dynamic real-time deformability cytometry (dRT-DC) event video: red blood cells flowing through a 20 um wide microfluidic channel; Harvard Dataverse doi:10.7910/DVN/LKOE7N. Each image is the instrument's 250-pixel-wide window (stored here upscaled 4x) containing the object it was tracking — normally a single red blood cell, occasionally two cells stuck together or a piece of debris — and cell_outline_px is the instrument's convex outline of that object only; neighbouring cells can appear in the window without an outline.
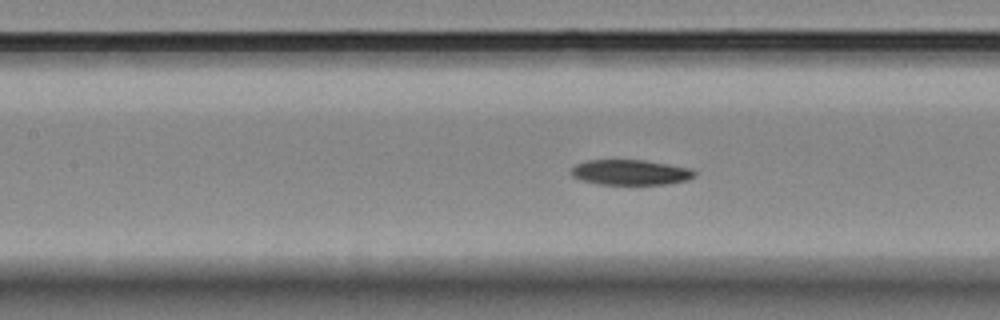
{"species": "Egyptian fruit bat (a non-hibernating species)", "species_latin": "Rousettus aegyptiacus", "temperature_condition": "room temperature", "stored_images_in_passage": 43, "camera_frame_rate_fps": 3000, "um_per_image_px": 0.085, "animal": {"sex": "female"}, "frame": {"image": 1, "passage_image": 11, "time_ms": 3.333, "image_size_px": [1000, 320], "cell_outline_px": [[696, 176], [688, 180], [668, 184], [600, 184], [580, 180], [572, 176], [572, 168], [576, 164], [588, 160], [644, 160], [692, 168], [696, 172]], "centroid_in_image_um": [53.63, 14.65], "position_along_channel_um": 153.8, "area_um2": 18.21}}
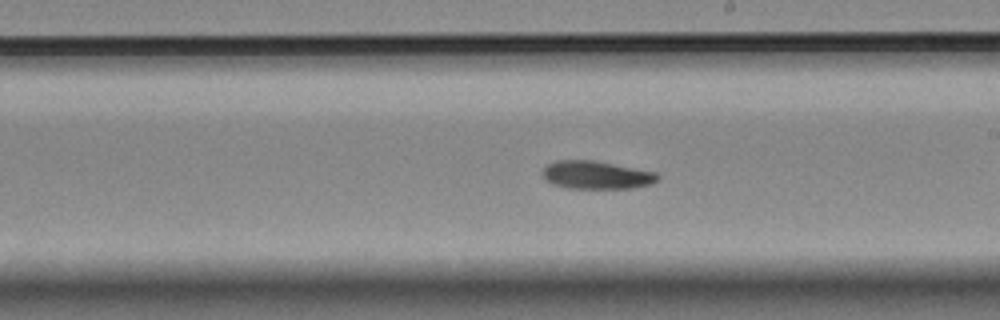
{"frame": {"image": 2, "passage_image": 18, "time_ms": 5.667, "image_size_px": [1000, 320], "cell_outline_px": [[660, 176], [652, 184], [632, 188], [568, 188], [552, 184], [544, 180], [540, 172], [548, 164], [556, 160], [592, 160], [656, 172]], "centroid_in_image_um": [50.64, 14.88], "position_along_channel_um": 238.4, "area_um2": 18.84}}
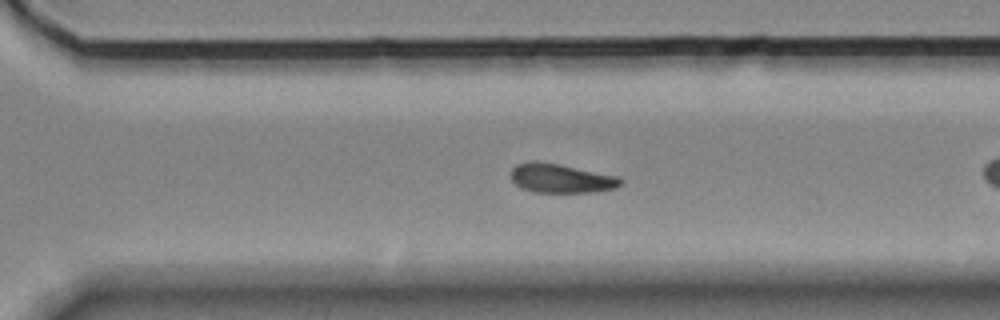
{"frame": {"image": 3, "passage_image": 25, "time_ms": 8.0, "image_size_px": [1000, 320], "cell_outline_px": [[624, 184], [616, 188], [600, 192], [532, 192], [520, 188], [508, 176], [508, 172], [516, 164], [528, 160], [536, 160], [560, 164], [620, 176], [624, 180]], "centroid_in_image_um": [47.68, 15.15], "position_along_channel_um": 322.9, "area_um2": 19.36}, "authors_computed_cell_mechanics": {"area_um2": 18.8428, "velocity_mm_per_s": 3.6279, "shape_relaxation_time_tau1_ms": 2.984, "shape_relaxation_time_tau2_ms": null, "deformation_change_tau1": 0.0935, "deformation_change_tau2": null}}